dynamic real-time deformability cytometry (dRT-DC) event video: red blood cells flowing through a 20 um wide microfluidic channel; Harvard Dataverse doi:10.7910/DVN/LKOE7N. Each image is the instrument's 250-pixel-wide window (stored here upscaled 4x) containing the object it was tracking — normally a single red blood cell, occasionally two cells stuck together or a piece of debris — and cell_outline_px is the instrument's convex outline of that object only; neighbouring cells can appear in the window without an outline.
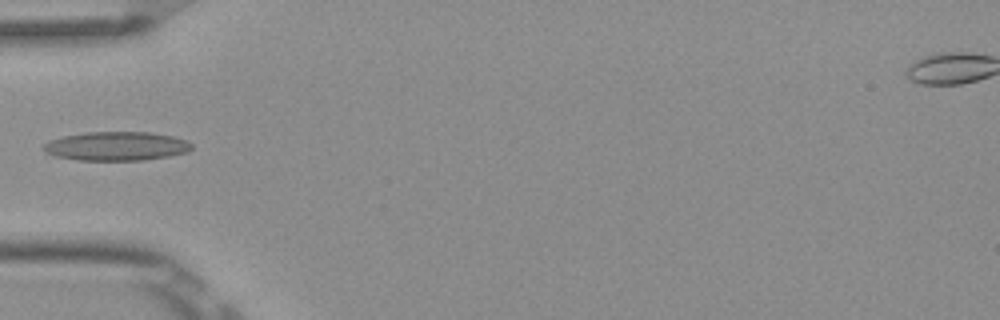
{"species": "Egyptian fruit bat (a non-hibernating species)", "species_latin": "Rousettus aegyptiacus", "temperature_condition": "room temperature", "stored_images_in_passage": 7, "camera_frame_rate_fps": 3000, "um_per_image_px": 0.085, "frame": {"image": 1, "passage_image": 6, "time_ms": 1.667, "image_size_px": [1000, 320], "cell_outline_px": [[192, 148], [188, 152], [168, 156], [144, 160], [76, 160], [56, 156], [40, 148], [48, 140], [64, 136], [88, 132], [152, 132], [172, 136], [188, 140], [192, 144]], "centroid_in_image_um": [9.91, 12.42], "position_along_channel_um": 75.1, "area_um2": 25.03}}
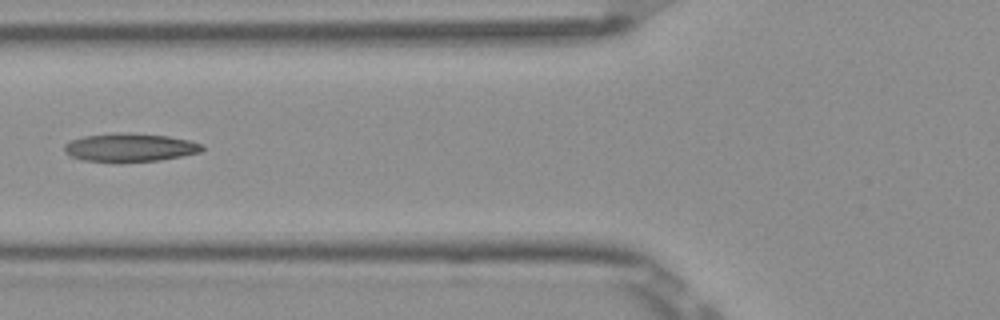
{"frame": {"image": 2, "passage_image": 7, "time_ms": 2.0, "image_size_px": [1000, 320], "cell_outline_px": [[204, 148], [200, 152], [160, 160], [80, 160], [64, 152], [64, 144], [68, 140], [84, 136], [120, 132], [128, 132], [168, 136], [188, 140], [204, 144]], "centroid_in_image_um": [11.03, 12.5], "position_along_channel_um": 114.8, "area_um2": 22.31}}